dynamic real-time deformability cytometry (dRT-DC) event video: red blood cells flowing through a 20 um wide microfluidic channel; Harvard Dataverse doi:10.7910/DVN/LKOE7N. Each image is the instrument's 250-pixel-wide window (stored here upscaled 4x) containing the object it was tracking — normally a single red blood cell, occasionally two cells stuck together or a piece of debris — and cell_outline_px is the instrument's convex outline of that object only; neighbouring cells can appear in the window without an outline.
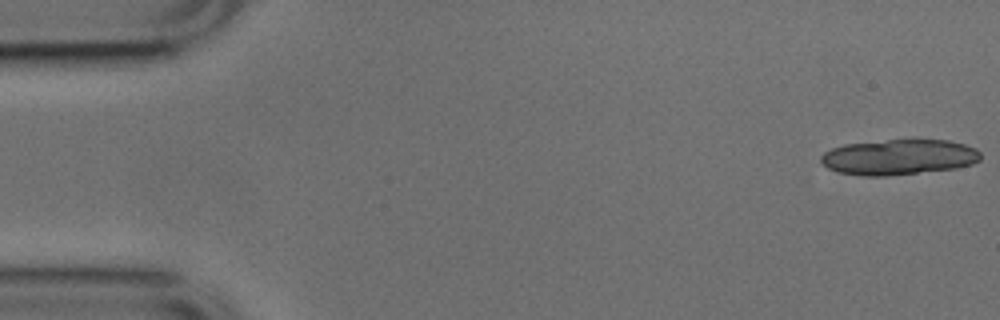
{"species": "common noctule bat (a hibernating species)", "species_latin": "Nyctalus noctula", "temperature_condition": "cold", "stored_images_in_passage": 16, "camera_frame_rate_fps": 3000, "um_per_image_px": 0.085, "animal": {"sex": "male", "body_mass_g": 17.9, "forearm_length_mm": 54.2}, "frame": {"image": 1, "passage_image": 1, "time_ms": 0.0, "image_size_px": [1000, 320], "cell_outline_px": [[980, 160], [972, 164], [956, 168], [888, 176], [864, 176], [836, 172], [828, 168], [820, 160], [820, 156], [824, 152], [832, 148], [844, 144], [888, 140], [948, 140], [964, 144], [976, 148], [980, 152]], "centroid_in_image_um": [76.39, 13.36], "position_along_channel_um": 8.6, "area_um2": 33.06}}